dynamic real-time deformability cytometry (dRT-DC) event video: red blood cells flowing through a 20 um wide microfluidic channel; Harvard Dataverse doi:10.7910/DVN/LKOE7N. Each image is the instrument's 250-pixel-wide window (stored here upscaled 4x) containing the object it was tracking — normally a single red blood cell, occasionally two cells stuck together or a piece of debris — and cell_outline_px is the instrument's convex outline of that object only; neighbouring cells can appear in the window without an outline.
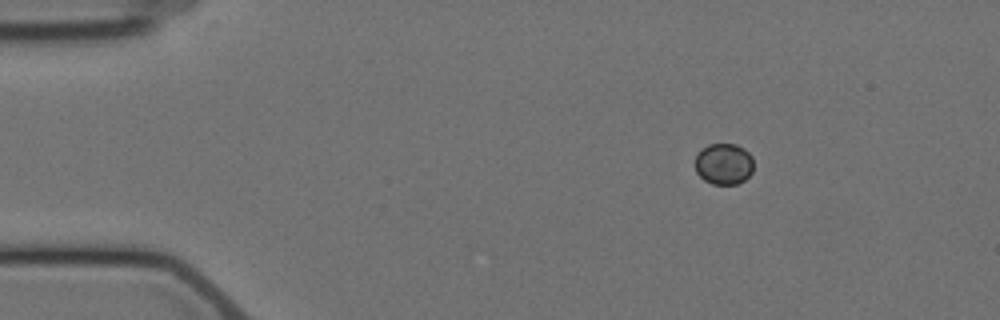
{"species": "Egyptian fruit bat (a non-hibernating species)", "species_latin": "Rousettus aegyptiacus", "temperature_condition": "cold", "stored_images_in_passage": 5, "camera_frame_rate_fps": 3000, "um_per_image_px": 0.085, "animal": {"sex": "female"}, "frame": {"image": 1, "passage_image": 1, "time_ms": 0.0, "image_size_px": [1000, 320], "cell_outline_px": [[752, 172], [744, 180], [736, 184], [712, 184], [704, 180], [696, 172], [696, 156], [708, 144], [736, 144], [744, 148], [752, 156]], "centroid_in_image_um": [61.53, 13.93], "position_along_channel_um": 23.5, "area_um2": 13.93}}
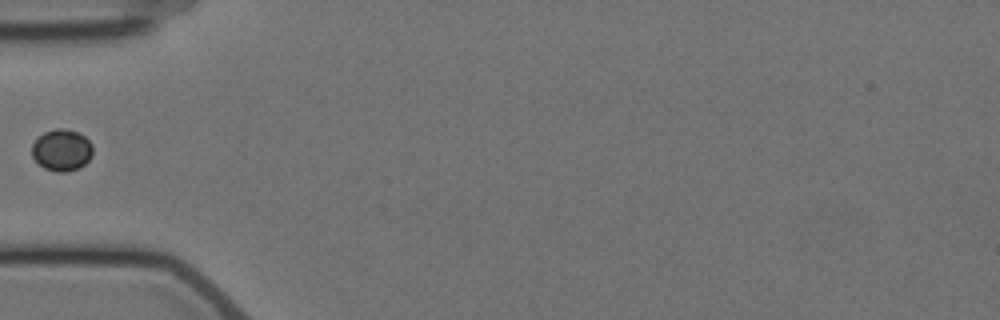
{"frame": {"image": 2, "passage_image": 4, "time_ms": 3.667, "image_size_px": [1000, 320], "cell_outline_px": [[92, 156], [80, 168], [68, 172], [56, 172], [44, 168], [32, 156], [32, 144], [44, 132], [56, 128], [64, 128], [76, 132], [84, 136], [92, 144]], "centroid_in_image_um": [5.26, 12.77], "position_along_channel_um": 79.7, "area_um2": 14.74}}
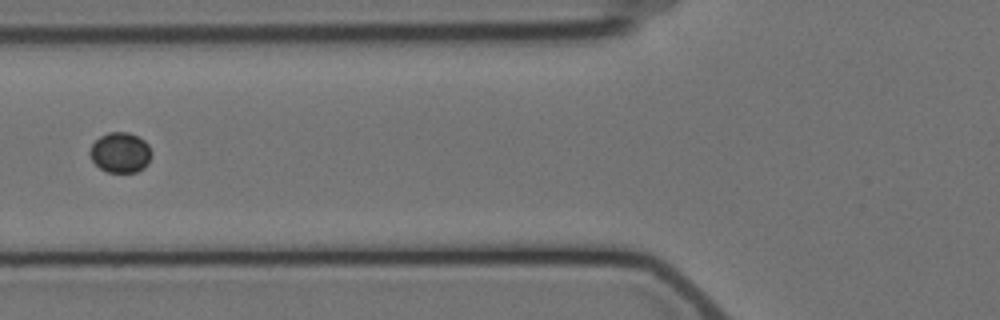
{"frame": {"image": 3, "passage_image": 5, "time_ms": 4.667, "image_size_px": [1000, 320], "cell_outline_px": [[152, 156], [148, 164], [144, 168], [136, 172], [108, 172], [100, 168], [92, 160], [88, 152], [92, 144], [100, 136], [108, 132], [128, 132], [144, 140], [148, 144], [152, 152]], "centroid_in_image_um": [10.24, 12.97], "position_along_channel_um": 115.6, "area_um2": 14.57}}